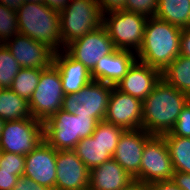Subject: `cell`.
Segmentation results:
<instances>
[{
  "mask_svg": "<svg viewBox=\"0 0 190 190\" xmlns=\"http://www.w3.org/2000/svg\"><path fill=\"white\" fill-rule=\"evenodd\" d=\"M42 70L43 69L36 68H21L14 78L10 89L29 102L38 85Z\"/></svg>",
  "mask_w": 190,
  "mask_h": 190,
  "instance_id": "obj_26",
  "label": "cell"
},
{
  "mask_svg": "<svg viewBox=\"0 0 190 190\" xmlns=\"http://www.w3.org/2000/svg\"><path fill=\"white\" fill-rule=\"evenodd\" d=\"M124 129L105 120L99 121L92 136L106 148L110 155H114L118 141Z\"/></svg>",
  "mask_w": 190,
  "mask_h": 190,
  "instance_id": "obj_27",
  "label": "cell"
},
{
  "mask_svg": "<svg viewBox=\"0 0 190 190\" xmlns=\"http://www.w3.org/2000/svg\"><path fill=\"white\" fill-rule=\"evenodd\" d=\"M153 135L144 129L124 130L112 158L134 179L140 181L144 146Z\"/></svg>",
  "mask_w": 190,
  "mask_h": 190,
  "instance_id": "obj_13",
  "label": "cell"
},
{
  "mask_svg": "<svg viewBox=\"0 0 190 190\" xmlns=\"http://www.w3.org/2000/svg\"><path fill=\"white\" fill-rule=\"evenodd\" d=\"M142 101L125 94L115 86L110 93L105 121L124 130L142 128Z\"/></svg>",
  "mask_w": 190,
  "mask_h": 190,
  "instance_id": "obj_12",
  "label": "cell"
},
{
  "mask_svg": "<svg viewBox=\"0 0 190 190\" xmlns=\"http://www.w3.org/2000/svg\"><path fill=\"white\" fill-rule=\"evenodd\" d=\"M0 3L9 9L17 11L24 2L23 0H0Z\"/></svg>",
  "mask_w": 190,
  "mask_h": 190,
  "instance_id": "obj_40",
  "label": "cell"
},
{
  "mask_svg": "<svg viewBox=\"0 0 190 190\" xmlns=\"http://www.w3.org/2000/svg\"><path fill=\"white\" fill-rule=\"evenodd\" d=\"M53 64L59 70L65 95L79 92L92 81L86 66L73 59L64 49L54 54Z\"/></svg>",
  "mask_w": 190,
  "mask_h": 190,
  "instance_id": "obj_19",
  "label": "cell"
},
{
  "mask_svg": "<svg viewBox=\"0 0 190 190\" xmlns=\"http://www.w3.org/2000/svg\"><path fill=\"white\" fill-rule=\"evenodd\" d=\"M18 178L13 171L0 170V190H12Z\"/></svg>",
  "mask_w": 190,
  "mask_h": 190,
  "instance_id": "obj_35",
  "label": "cell"
},
{
  "mask_svg": "<svg viewBox=\"0 0 190 190\" xmlns=\"http://www.w3.org/2000/svg\"><path fill=\"white\" fill-rule=\"evenodd\" d=\"M57 150L45 140L25 155L24 176L36 183L55 190Z\"/></svg>",
  "mask_w": 190,
  "mask_h": 190,
  "instance_id": "obj_16",
  "label": "cell"
},
{
  "mask_svg": "<svg viewBox=\"0 0 190 190\" xmlns=\"http://www.w3.org/2000/svg\"><path fill=\"white\" fill-rule=\"evenodd\" d=\"M136 60V53L115 49L112 53L100 58L91 72V78L94 81L116 86Z\"/></svg>",
  "mask_w": 190,
  "mask_h": 190,
  "instance_id": "obj_18",
  "label": "cell"
},
{
  "mask_svg": "<svg viewBox=\"0 0 190 190\" xmlns=\"http://www.w3.org/2000/svg\"><path fill=\"white\" fill-rule=\"evenodd\" d=\"M21 66L4 44L0 45V86L10 88Z\"/></svg>",
  "mask_w": 190,
  "mask_h": 190,
  "instance_id": "obj_28",
  "label": "cell"
},
{
  "mask_svg": "<svg viewBox=\"0 0 190 190\" xmlns=\"http://www.w3.org/2000/svg\"><path fill=\"white\" fill-rule=\"evenodd\" d=\"M44 140V123L33 117L5 121L0 136L2 152L27 155Z\"/></svg>",
  "mask_w": 190,
  "mask_h": 190,
  "instance_id": "obj_9",
  "label": "cell"
},
{
  "mask_svg": "<svg viewBox=\"0 0 190 190\" xmlns=\"http://www.w3.org/2000/svg\"><path fill=\"white\" fill-rule=\"evenodd\" d=\"M170 133L173 136L190 138V100L181 110L176 124Z\"/></svg>",
  "mask_w": 190,
  "mask_h": 190,
  "instance_id": "obj_32",
  "label": "cell"
},
{
  "mask_svg": "<svg viewBox=\"0 0 190 190\" xmlns=\"http://www.w3.org/2000/svg\"><path fill=\"white\" fill-rule=\"evenodd\" d=\"M12 190H53V189L42 186L33 181L32 179H30L29 177L22 175L18 178L17 183L15 184Z\"/></svg>",
  "mask_w": 190,
  "mask_h": 190,
  "instance_id": "obj_33",
  "label": "cell"
},
{
  "mask_svg": "<svg viewBox=\"0 0 190 190\" xmlns=\"http://www.w3.org/2000/svg\"><path fill=\"white\" fill-rule=\"evenodd\" d=\"M25 169V156L11 152H2L0 170L13 171V175L22 176Z\"/></svg>",
  "mask_w": 190,
  "mask_h": 190,
  "instance_id": "obj_30",
  "label": "cell"
},
{
  "mask_svg": "<svg viewBox=\"0 0 190 190\" xmlns=\"http://www.w3.org/2000/svg\"><path fill=\"white\" fill-rule=\"evenodd\" d=\"M71 0H42L50 9L58 12L62 11Z\"/></svg>",
  "mask_w": 190,
  "mask_h": 190,
  "instance_id": "obj_39",
  "label": "cell"
},
{
  "mask_svg": "<svg viewBox=\"0 0 190 190\" xmlns=\"http://www.w3.org/2000/svg\"><path fill=\"white\" fill-rule=\"evenodd\" d=\"M147 19L141 14L121 10L103 15V26L116 49L137 53L142 45Z\"/></svg>",
  "mask_w": 190,
  "mask_h": 190,
  "instance_id": "obj_6",
  "label": "cell"
},
{
  "mask_svg": "<svg viewBox=\"0 0 190 190\" xmlns=\"http://www.w3.org/2000/svg\"><path fill=\"white\" fill-rule=\"evenodd\" d=\"M158 0H125V10L146 16L155 17Z\"/></svg>",
  "mask_w": 190,
  "mask_h": 190,
  "instance_id": "obj_31",
  "label": "cell"
},
{
  "mask_svg": "<svg viewBox=\"0 0 190 190\" xmlns=\"http://www.w3.org/2000/svg\"><path fill=\"white\" fill-rule=\"evenodd\" d=\"M134 179L112 158L90 170L89 190H121Z\"/></svg>",
  "mask_w": 190,
  "mask_h": 190,
  "instance_id": "obj_20",
  "label": "cell"
},
{
  "mask_svg": "<svg viewBox=\"0 0 190 190\" xmlns=\"http://www.w3.org/2000/svg\"><path fill=\"white\" fill-rule=\"evenodd\" d=\"M4 124H5V120H3V119L0 118V136H1L2 129H3V127H4Z\"/></svg>",
  "mask_w": 190,
  "mask_h": 190,
  "instance_id": "obj_42",
  "label": "cell"
},
{
  "mask_svg": "<svg viewBox=\"0 0 190 190\" xmlns=\"http://www.w3.org/2000/svg\"><path fill=\"white\" fill-rule=\"evenodd\" d=\"M180 55L190 58V26L182 29L180 38Z\"/></svg>",
  "mask_w": 190,
  "mask_h": 190,
  "instance_id": "obj_36",
  "label": "cell"
},
{
  "mask_svg": "<svg viewBox=\"0 0 190 190\" xmlns=\"http://www.w3.org/2000/svg\"><path fill=\"white\" fill-rule=\"evenodd\" d=\"M74 151L89 170L112 159L106 148L93 136L81 139L75 146Z\"/></svg>",
  "mask_w": 190,
  "mask_h": 190,
  "instance_id": "obj_24",
  "label": "cell"
},
{
  "mask_svg": "<svg viewBox=\"0 0 190 190\" xmlns=\"http://www.w3.org/2000/svg\"><path fill=\"white\" fill-rule=\"evenodd\" d=\"M64 95L59 70L52 64L41 71L38 85L29 100L31 116L45 122L62 109Z\"/></svg>",
  "mask_w": 190,
  "mask_h": 190,
  "instance_id": "obj_7",
  "label": "cell"
},
{
  "mask_svg": "<svg viewBox=\"0 0 190 190\" xmlns=\"http://www.w3.org/2000/svg\"><path fill=\"white\" fill-rule=\"evenodd\" d=\"M174 171L190 174V138L163 134Z\"/></svg>",
  "mask_w": 190,
  "mask_h": 190,
  "instance_id": "obj_25",
  "label": "cell"
},
{
  "mask_svg": "<svg viewBox=\"0 0 190 190\" xmlns=\"http://www.w3.org/2000/svg\"><path fill=\"white\" fill-rule=\"evenodd\" d=\"M115 49L113 41L103 25L64 48L73 59L85 65L90 73L101 57L112 53Z\"/></svg>",
  "mask_w": 190,
  "mask_h": 190,
  "instance_id": "obj_11",
  "label": "cell"
},
{
  "mask_svg": "<svg viewBox=\"0 0 190 190\" xmlns=\"http://www.w3.org/2000/svg\"><path fill=\"white\" fill-rule=\"evenodd\" d=\"M16 13L19 34L47 45L55 53L63 50L58 11L43 2H24Z\"/></svg>",
  "mask_w": 190,
  "mask_h": 190,
  "instance_id": "obj_3",
  "label": "cell"
},
{
  "mask_svg": "<svg viewBox=\"0 0 190 190\" xmlns=\"http://www.w3.org/2000/svg\"><path fill=\"white\" fill-rule=\"evenodd\" d=\"M103 15L125 10V0H97Z\"/></svg>",
  "mask_w": 190,
  "mask_h": 190,
  "instance_id": "obj_34",
  "label": "cell"
},
{
  "mask_svg": "<svg viewBox=\"0 0 190 190\" xmlns=\"http://www.w3.org/2000/svg\"><path fill=\"white\" fill-rule=\"evenodd\" d=\"M148 190H182L172 180L158 181L147 185Z\"/></svg>",
  "mask_w": 190,
  "mask_h": 190,
  "instance_id": "obj_38",
  "label": "cell"
},
{
  "mask_svg": "<svg viewBox=\"0 0 190 190\" xmlns=\"http://www.w3.org/2000/svg\"><path fill=\"white\" fill-rule=\"evenodd\" d=\"M55 190H86L90 170L74 150L57 151Z\"/></svg>",
  "mask_w": 190,
  "mask_h": 190,
  "instance_id": "obj_15",
  "label": "cell"
},
{
  "mask_svg": "<svg viewBox=\"0 0 190 190\" xmlns=\"http://www.w3.org/2000/svg\"><path fill=\"white\" fill-rule=\"evenodd\" d=\"M29 102L17 95L10 88L0 92V118L5 121H16L31 118Z\"/></svg>",
  "mask_w": 190,
  "mask_h": 190,
  "instance_id": "obj_22",
  "label": "cell"
},
{
  "mask_svg": "<svg viewBox=\"0 0 190 190\" xmlns=\"http://www.w3.org/2000/svg\"><path fill=\"white\" fill-rule=\"evenodd\" d=\"M161 78L180 92L190 96V58L177 56L162 70Z\"/></svg>",
  "mask_w": 190,
  "mask_h": 190,
  "instance_id": "obj_23",
  "label": "cell"
},
{
  "mask_svg": "<svg viewBox=\"0 0 190 190\" xmlns=\"http://www.w3.org/2000/svg\"><path fill=\"white\" fill-rule=\"evenodd\" d=\"M23 2H42V0H23Z\"/></svg>",
  "mask_w": 190,
  "mask_h": 190,
  "instance_id": "obj_43",
  "label": "cell"
},
{
  "mask_svg": "<svg viewBox=\"0 0 190 190\" xmlns=\"http://www.w3.org/2000/svg\"><path fill=\"white\" fill-rule=\"evenodd\" d=\"M190 96L180 92L161 78L142 101V129L162 136L172 130Z\"/></svg>",
  "mask_w": 190,
  "mask_h": 190,
  "instance_id": "obj_1",
  "label": "cell"
},
{
  "mask_svg": "<svg viewBox=\"0 0 190 190\" xmlns=\"http://www.w3.org/2000/svg\"><path fill=\"white\" fill-rule=\"evenodd\" d=\"M121 190H148V188L145 183L133 180L129 185Z\"/></svg>",
  "mask_w": 190,
  "mask_h": 190,
  "instance_id": "obj_41",
  "label": "cell"
},
{
  "mask_svg": "<svg viewBox=\"0 0 190 190\" xmlns=\"http://www.w3.org/2000/svg\"><path fill=\"white\" fill-rule=\"evenodd\" d=\"M59 15L63 49L103 25V14L97 0H71Z\"/></svg>",
  "mask_w": 190,
  "mask_h": 190,
  "instance_id": "obj_5",
  "label": "cell"
},
{
  "mask_svg": "<svg viewBox=\"0 0 190 190\" xmlns=\"http://www.w3.org/2000/svg\"><path fill=\"white\" fill-rule=\"evenodd\" d=\"M114 86L92 80L79 92L64 95L62 109L76 116L105 119L110 93Z\"/></svg>",
  "mask_w": 190,
  "mask_h": 190,
  "instance_id": "obj_8",
  "label": "cell"
},
{
  "mask_svg": "<svg viewBox=\"0 0 190 190\" xmlns=\"http://www.w3.org/2000/svg\"><path fill=\"white\" fill-rule=\"evenodd\" d=\"M156 18L185 29L190 26V0H158Z\"/></svg>",
  "mask_w": 190,
  "mask_h": 190,
  "instance_id": "obj_21",
  "label": "cell"
},
{
  "mask_svg": "<svg viewBox=\"0 0 190 190\" xmlns=\"http://www.w3.org/2000/svg\"><path fill=\"white\" fill-rule=\"evenodd\" d=\"M174 169L163 136L153 135L145 144L141 165L140 182L146 185L172 180Z\"/></svg>",
  "mask_w": 190,
  "mask_h": 190,
  "instance_id": "obj_10",
  "label": "cell"
},
{
  "mask_svg": "<svg viewBox=\"0 0 190 190\" xmlns=\"http://www.w3.org/2000/svg\"><path fill=\"white\" fill-rule=\"evenodd\" d=\"M161 79V71L136 60L115 86L121 92L143 101Z\"/></svg>",
  "mask_w": 190,
  "mask_h": 190,
  "instance_id": "obj_17",
  "label": "cell"
},
{
  "mask_svg": "<svg viewBox=\"0 0 190 190\" xmlns=\"http://www.w3.org/2000/svg\"><path fill=\"white\" fill-rule=\"evenodd\" d=\"M4 45L21 68L46 69L53 64L55 52L47 45L28 36L18 34L7 40Z\"/></svg>",
  "mask_w": 190,
  "mask_h": 190,
  "instance_id": "obj_14",
  "label": "cell"
},
{
  "mask_svg": "<svg viewBox=\"0 0 190 190\" xmlns=\"http://www.w3.org/2000/svg\"><path fill=\"white\" fill-rule=\"evenodd\" d=\"M43 123L44 140L55 150L61 151L74 150L81 139L92 135L98 121L60 109Z\"/></svg>",
  "mask_w": 190,
  "mask_h": 190,
  "instance_id": "obj_4",
  "label": "cell"
},
{
  "mask_svg": "<svg viewBox=\"0 0 190 190\" xmlns=\"http://www.w3.org/2000/svg\"><path fill=\"white\" fill-rule=\"evenodd\" d=\"M19 34L17 13L0 3V43Z\"/></svg>",
  "mask_w": 190,
  "mask_h": 190,
  "instance_id": "obj_29",
  "label": "cell"
},
{
  "mask_svg": "<svg viewBox=\"0 0 190 190\" xmlns=\"http://www.w3.org/2000/svg\"><path fill=\"white\" fill-rule=\"evenodd\" d=\"M181 33L182 29L167 21L148 18L142 45L136 53L137 60L162 72L180 55Z\"/></svg>",
  "mask_w": 190,
  "mask_h": 190,
  "instance_id": "obj_2",
  "label": "cell"
},
{
  "mask_svg": "<svg viewBox=\"0 0 190 190\" xmlns=\"http://www.w3.org/2000/svg\"><path fill=\"white\" fill-rule=\"evenodd\" d=\"M172 181L182 190H190V174L174 171Z\"/></svg>",
  "mask_w": 190,
  "mask_h": 190,
  "instance_id": "obj_37",
  "label": "cell"
}]
</instances>
